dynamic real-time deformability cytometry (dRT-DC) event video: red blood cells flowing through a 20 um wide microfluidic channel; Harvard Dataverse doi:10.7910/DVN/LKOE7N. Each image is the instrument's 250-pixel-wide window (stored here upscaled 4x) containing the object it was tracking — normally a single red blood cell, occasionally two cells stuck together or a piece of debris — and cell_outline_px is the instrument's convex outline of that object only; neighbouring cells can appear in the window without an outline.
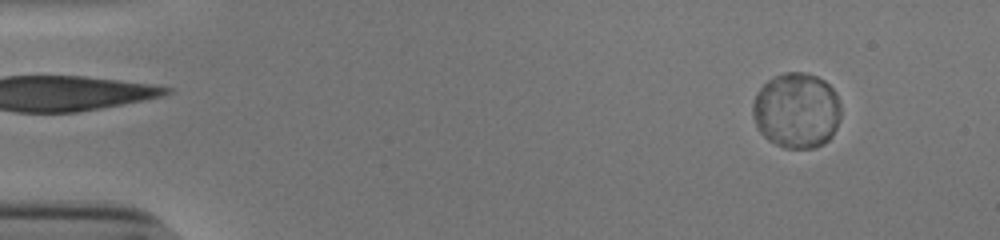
{"species": "human", "species_latin": "Homo sapiens", "temperature_condition": "cold", "stored_images_in_passage": 51, "camera_frame_rate_fps": 3000, "um_per_image_px": 0.085, "donor": {"sex": "male"}, "frame": {"image": 1, "passage_image": 2, "time_ms": 0.333, "image_size_px": [1000, 240], "cell_outline_px": [[840, 120], [832, 136], [824, 144], [816, 148], [784, 148], [768, 140], [756, 128], [752, 116], [752, 104], [756, 92], [768, 80], [784, 72], [808, 72], [824, 80], [836, 92], [840, 104]], "centroid_in_image_um": [67.7, 9.39], "position_along_channel_um": 17.3, "area_um2": 39.3}}
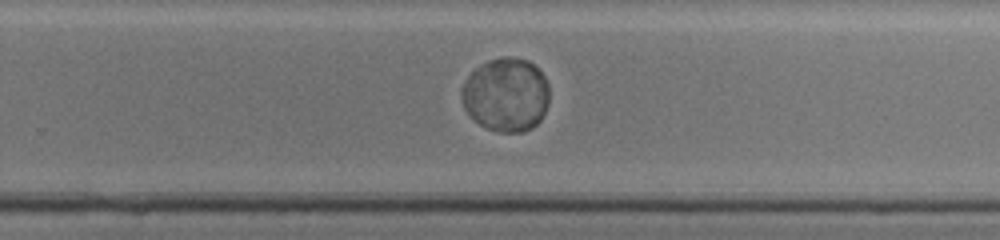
{"frame": {"image": 2, "passage_image": 33, "time_ms": 10.667, "image_size_px": [1000, 240], "cell_outline_px": [[548, 104], [540, 120], [532, 128], [524, 132], [500, 132], [488, 128], [480, 124], [464, 108], [460, 96], [460, 88], [468, 76], [480, 64], [488, 60], [500, 56], [512, 56], [528, 60], [544, 76], [548, 84]], "centroid_in_image_um": [43.0, 8.03], "position_along_channel_um": 286.8, "area_um2": 37.8}}
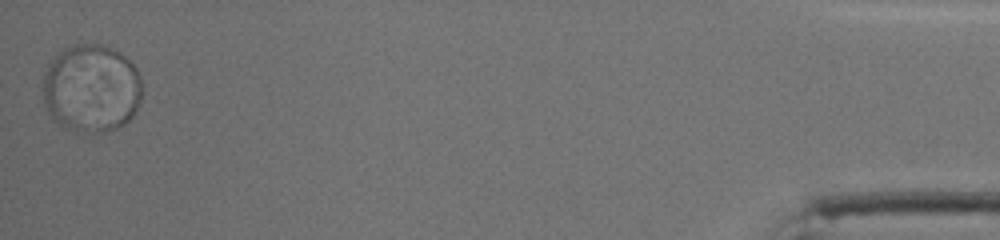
{"frame": {"image": 3, "passage_image": 51, "time_ms": 16.667, "image_size_px": [1000, 240], "cell_outline_px": [[140, 100], [132, 116], [124, 124], [116, 128], [104, 132], [84, 132], [64, 128], [48, 112], [44, 104], [44, 72], [48, 64], [64, 48], [72, 44], [104, 44], [124, 56], [136, 68], [140, 76]], "centroid_in_image_um": [7.75, 7.5], "position_along_channel_um": 427.5, "area_um2": 50.63}, "authors_computed_cell_mechanics": {"area_um2": 38.437, "velocity_mm_per_s": 3.7262, "shape_relaxation_time_tau1_ms": 1.2765, "shape_relaxation_time_tau2_ms": null, "deformation_change_tau1": 0.0172, "deformation_change_tau2": null}}